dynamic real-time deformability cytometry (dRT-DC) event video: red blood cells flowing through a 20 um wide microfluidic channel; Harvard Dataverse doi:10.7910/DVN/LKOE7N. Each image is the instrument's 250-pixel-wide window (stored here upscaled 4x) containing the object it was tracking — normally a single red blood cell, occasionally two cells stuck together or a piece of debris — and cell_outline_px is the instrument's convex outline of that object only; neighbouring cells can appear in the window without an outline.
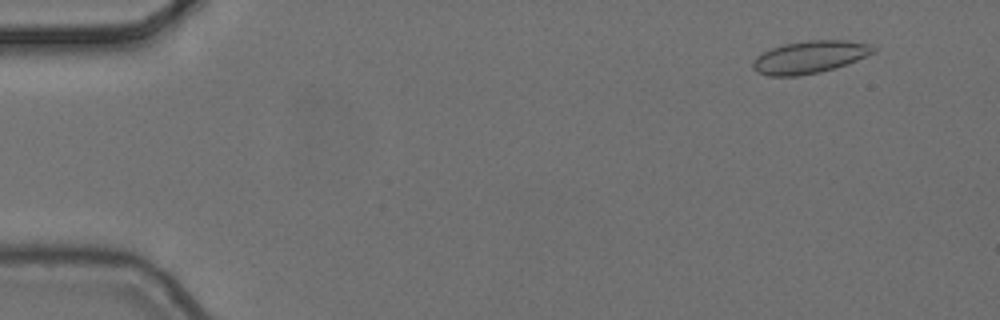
{"species": "common noctule bat (a hibernating species)", "species_latin": "Nyctalus noctula", "temperature_condition": "cold", "stored_images_in_passage": 7, "camera_frame_rate_fps": 3000, "um_per_image_px": 0.085, "animal": {"sex": "female", "body_mass_g": 24.6, "forearm_length_mm": 56.2}, "frame": {"image": 1, "passage_image": 2, "time_ms": 0.333, "image_size_px": [1000, 320], "cell_outline_px": [[876, 52], [856, 60], [820, 72], [800, 76], [768, 76], [756, 72], [752, 68], [752, 60], [756, 56], [772, 48], [784, 44], [808, 40], [848, 40], [872, 44], [876, 48]], "centroid_in_image_um": [68.81, 4.85], "position_along_channel_um": 16.2, "area_um2": 22.83}}
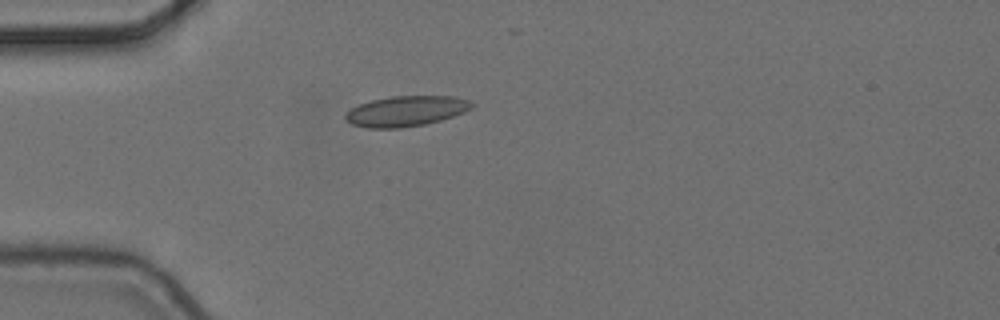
{"frame": {"image": 2, "passage_image": 5, "time_ms": 1.333, "image_size_px": [1000, 320], "cell_outline_px": [[476, 104], [472, 108], [464, 112], [440, 120], [424, 124], [400, 128], [368, 128], [352, 124], [344, 120], [344, 116], [352, 108], [360, 104], [372, 100], [392, 96], [452, 96], [468, 100]], "centroid_in_image_um": [34.51, 9.44], "position_along_channel_um": 50.5, "area_um2": 22.25}}